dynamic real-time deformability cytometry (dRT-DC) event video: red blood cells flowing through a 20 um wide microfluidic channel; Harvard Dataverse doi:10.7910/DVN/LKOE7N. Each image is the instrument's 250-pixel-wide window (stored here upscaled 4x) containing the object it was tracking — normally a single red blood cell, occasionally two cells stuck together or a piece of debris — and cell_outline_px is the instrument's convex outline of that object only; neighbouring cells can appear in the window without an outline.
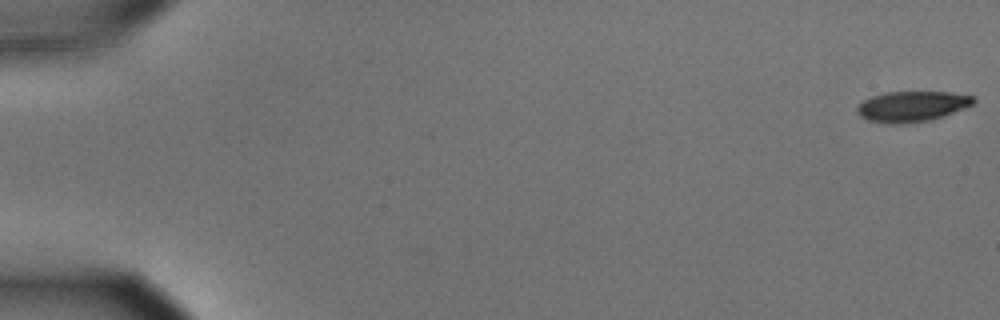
{"species": "common noctule bat (a hibernating species)", "species_latin": "Nyctalus noctula", "temperature_condition": "cold", "stored_images_in_passage": 56, "camera_frame_rate_fps": 3000, "um_per_image_px": 0.085, "animal": {"sex": "male", "body_mass_g": 15.6}, "frame": {"image": 1, "passage_image": 1, "time_ms": 0.0, "image_size_px": [1000, 320], "cell_outline_px": [[976, 100], [972, 104], [964, 108], [944, 116], [932, 120], [904, 124], [888, 124], [868, 120], [860, 116], [856, 112], [856, 108], [864, 100], [872, 96], [888, 92], [952, 92], [976, 96]], "centroid_in_image_um": [77.54, 9.05], "position_along_channel_um": 7.5, "area_um2": 20.87}}
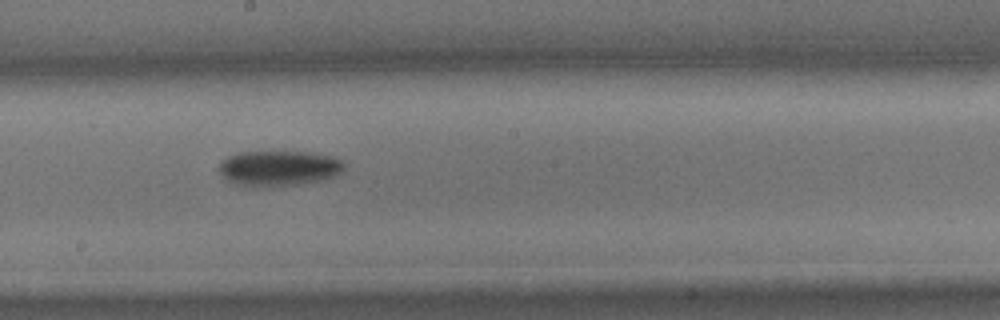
{"frame": {"image": 2, "passage_image": 32, "time_ms": 10.333, "image_size_px": [1000, 320], "cell_outline_px": [[344, 168], [336, 176], [320, 180], [296, 184], [264, 188], [256, 188], [232, 184], [224, 180], [220, 172], [220, 160], [228, 156], [240, 152], [304, 152], [328, 156], [340, 160], [344, 164]], "centroid_in_image_um": [23.6, 14.33], "position_along_channel_um": 224.6, "area_um2": 25.95}}
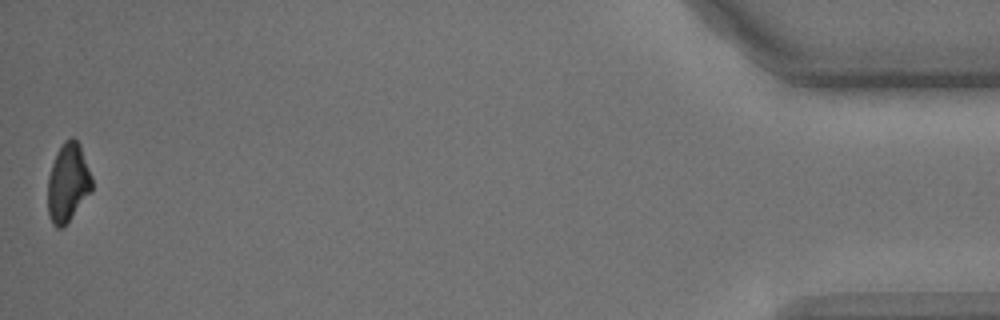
{"frame": {"image": 3, "passage_image": 56, "time_ms": 18.333, "image_size_px": [1000, 320], "cell_outline_px": [[92, 192], [68, 220], [60, 228], [56, 228], [52, 224], [48, 216], [48, 176], [56, 152], [64, 140], [72, 136], [80, 144], [92, 176]], "centroid_in_image_um": [5.77, 15.49], "position_along_channel_um": 429.4, "area_um2": 20.29}, "authors_computed_cell_mechanics": {"area_um2": 22.7732, "velocity_mm_per_s": 3.6251, "shape_relaxation_time_tau1_ms": 2.6267, "shape_relaxation_time_tau2_ms": null, "deformation_change_tau1": 0.121, "deformation_change_tau2": null}}